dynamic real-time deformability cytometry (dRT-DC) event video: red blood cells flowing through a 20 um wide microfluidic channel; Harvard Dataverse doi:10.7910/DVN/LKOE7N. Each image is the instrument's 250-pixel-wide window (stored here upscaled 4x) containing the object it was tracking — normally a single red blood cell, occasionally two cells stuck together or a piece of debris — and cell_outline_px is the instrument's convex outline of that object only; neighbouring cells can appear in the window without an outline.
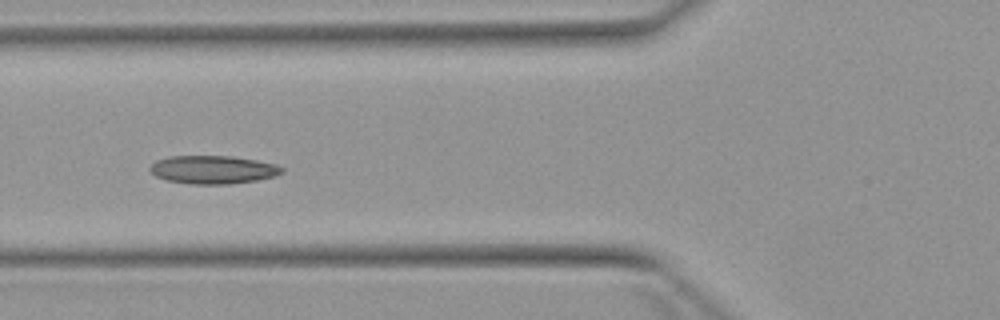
{"species": "Egyptian fruit bat (a non-hibernating species)", "species_latin": "Rousettus aegyptiacus", "temperature_condition": "warm", "stored_images_in_passage": 5, "camera_frame_rate_fps": 3000, "um_per_image_px": 0.085, "animal": {"sex": "female"}, "frame": {"image": 1, "passage_image": 5, "time_ms": 4.667, "image_size_px": [1000, 320], "cell_outline_px": [[284, 172], [276, 176], [256, 180], [232, 184], [188, 184], [168, 180], [156, 176], [148, 168], [156, 160], [168, 156], [232, 156], [256, 160], [276, 164], [284, 168]], "centroid_in_image_um": [18.12, 14.42], "position_along_channel_um": 107.7, "area_um2": 21.79}}